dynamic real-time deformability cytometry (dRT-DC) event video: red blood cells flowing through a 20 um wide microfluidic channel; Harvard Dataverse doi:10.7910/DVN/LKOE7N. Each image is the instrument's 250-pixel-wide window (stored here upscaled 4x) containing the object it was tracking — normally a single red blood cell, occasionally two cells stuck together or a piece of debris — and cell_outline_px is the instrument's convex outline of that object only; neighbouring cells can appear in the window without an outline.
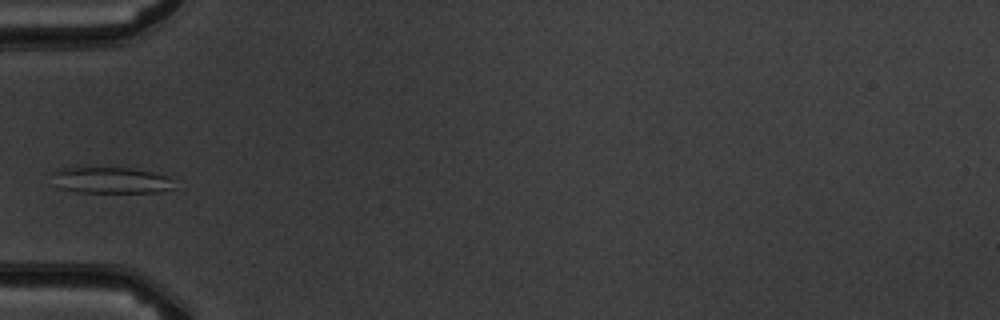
{"species": "common noctule bat (a hibernating species)", "species_latin": "Nyctalus noctula", "temperature_condition": "warm", "stored_images_in_passage": 4, "camera_frame_rate_fps": 3000, "um_per_image_px": 0.085, "animal": {"sex": "male", "body_mass_g": 19.5, "forearm_length_mm": 54.6}, "frame": {"image": 1, "passage_image": 2, "time_ms": 2.333, "image_size_px": [1000, 320], "cell_outline_px": [[176, 176], [172, 188], [160, 192], [80, 192], [60, 188], [48, 172], [64, 168], [132, 168]], "centroid_in_image_um": [9.51, 15.31], "position_along_channel_um": 75.5, "area_um2": 18.9}}
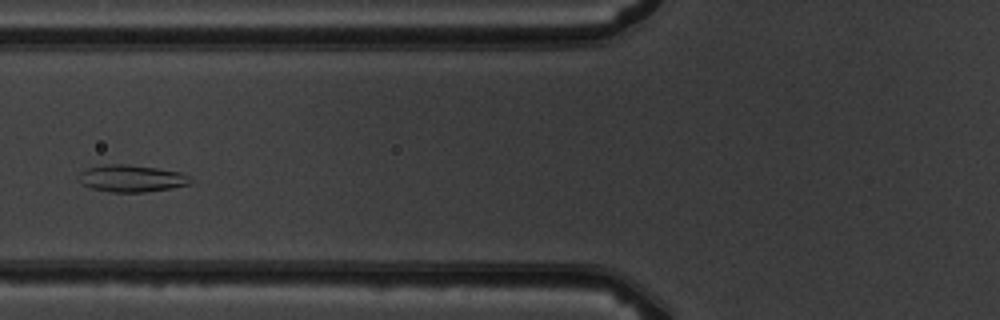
{"frame": {"image": 2, "passage_image": 3, "time_ms": 3.333, "image_size_px": [1000, 320], "cell_outline_px": [[192, 184], [172, 188], [144, 192], [108, 192], [92, 188], [84, 184], [80, 172], [88, 168], [104, 164], [128, 164], [156, 168], [180, 172], [188, 176], [192, 180]], "centroid_in_image_um": [11.24, 15.17], "position_along_channel_um": 114.6, "area_um2": 17.4}}